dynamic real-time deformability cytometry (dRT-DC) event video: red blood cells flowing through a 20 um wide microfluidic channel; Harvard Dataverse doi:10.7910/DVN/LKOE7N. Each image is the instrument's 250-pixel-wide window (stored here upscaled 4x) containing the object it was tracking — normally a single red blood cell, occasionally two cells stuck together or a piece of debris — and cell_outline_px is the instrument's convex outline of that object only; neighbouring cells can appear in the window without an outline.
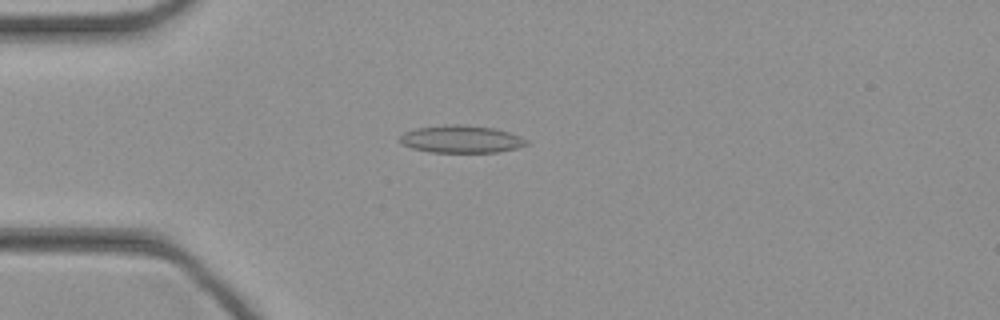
{"species": "common noctule bat (a hibernating species)", "species_latin": "Nyctalus noctula", "temperature_condition": "cold", "stored_images_in_passage": 44, "camera_frame_rate_fps": 3000, "um_per_image_px": 0.085, "animal": {"sex": "female", "body_mass_g": 21.9}, "frame": {"image": 1, "passage_image": 11, "time_ms": 3.333, "image_size_px": [1000, 320], "cell_outline_px": [[528, 144], [516, 148], [496, 152], [432, 152], [412, 148], [400, 144], [400, 136], [404, 132], [416, 128], [444, 124], [460, 124], [492, 128], [508, 132], [520, 136], [528, 140]], "centroid_in_image_um": [39.17, 11.82], "position_along_channel_um": 45.8, "area_um2": 20.23}}
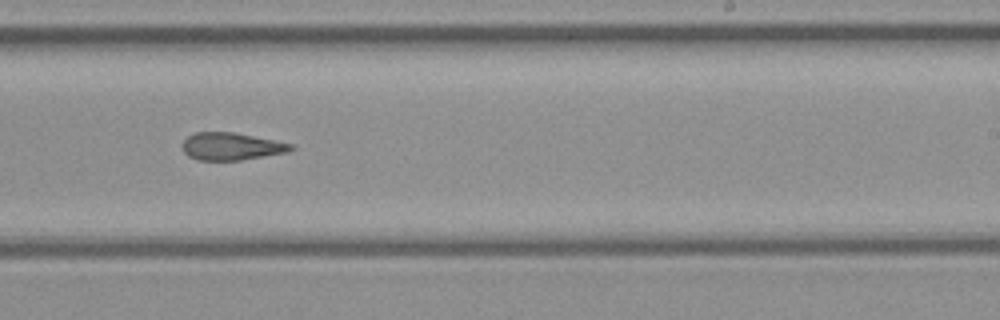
{"frame": {"image": 2, "passage_image": 27, "time_ms": 8.667, "image_size_px": [1000, 320], "cell_outline_px": [[296, 148], [288, 152], [240, 160], [200, 160], [188, 156], [184, 152], [180, 144], [188, 136], [196, 132], [232, 132], [276, 140], [292, 144]], "centroid_in_image_um": [19.66, 12.44], "position_along_channel_um": 269.3, "area_um2": 17.4}}
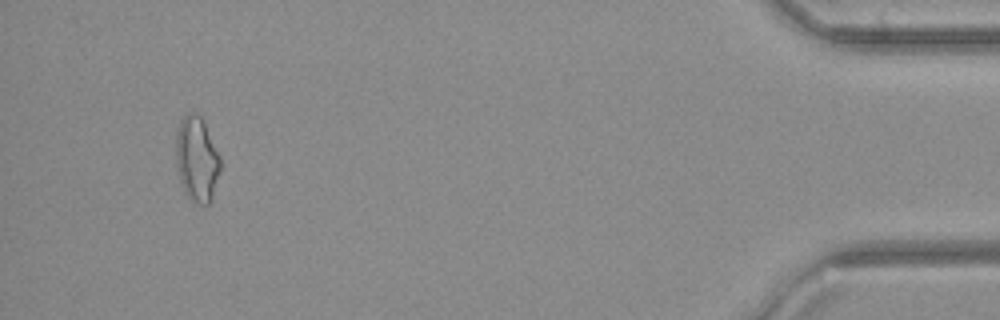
{"frame": {"image": 3, "passage_image": 42, "time_ms": 13.667, "image_size_px": [1000, 320], "cell_outline_px": [[220, 168], [212, 200], [208, 204], [200, 204], [192, 200], [184, 192], [180, 180], [176, 164], [176, 132], [180, 120], [188, 112], [196, 112], [200, 116], [220, 156]], "centroid_in_image_um": [16.71, 13.52], "position_along_channel_um": 418.5, "area_um2": 21.85}}